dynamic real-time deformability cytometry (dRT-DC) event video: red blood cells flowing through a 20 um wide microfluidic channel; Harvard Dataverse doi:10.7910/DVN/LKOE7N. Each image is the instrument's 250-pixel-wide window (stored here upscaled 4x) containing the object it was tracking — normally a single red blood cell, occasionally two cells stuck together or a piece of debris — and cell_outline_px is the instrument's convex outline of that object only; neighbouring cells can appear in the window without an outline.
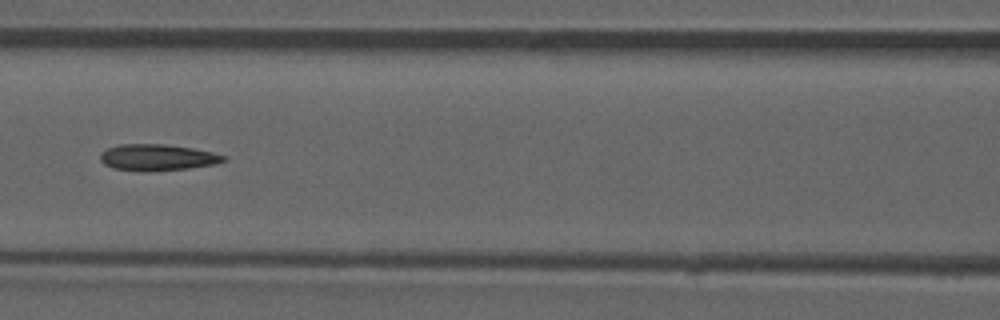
{"species": "common noctule bat (a hibernating species)", "species_latin": "Nyctalus noctula", "temperature_condition": "room temperature", "stored_images_in_passage": 52, "camera_frame_rate_fps": 3000, "um_per_image_px": 0.085, "animal": {"sex": "male", "forearm_length_mm": 52.5}, "frame": {"image": 1, "passage_image": 23, "time_ms": 7.333, "image_size_px": [1000, 320], "cell_outline_px": [[228, 160], [216, 164], [188, 168], [140, 172], [112, 168], [104, 164], [100, 160], [100, 152], [108, 148], [120, 144], [164, 144], [192, 148], [212, 152], [228, 156]], "centroid_in_image_um": [13.38, 13.38], "position_along_channel_um": 153.2, "area_um2": 19.13}, "authors_computed_cell_mechanics": {"area_um2": 18.8717, "velocity_mm_per_s": 3.9583, "shape_relaxation_time_tau1_ms": null, "shape_relaxation_time_tau2_ms": 4.9653, "deformation_change_tau1": null, "deformation_change_tau2": 0.1598}}